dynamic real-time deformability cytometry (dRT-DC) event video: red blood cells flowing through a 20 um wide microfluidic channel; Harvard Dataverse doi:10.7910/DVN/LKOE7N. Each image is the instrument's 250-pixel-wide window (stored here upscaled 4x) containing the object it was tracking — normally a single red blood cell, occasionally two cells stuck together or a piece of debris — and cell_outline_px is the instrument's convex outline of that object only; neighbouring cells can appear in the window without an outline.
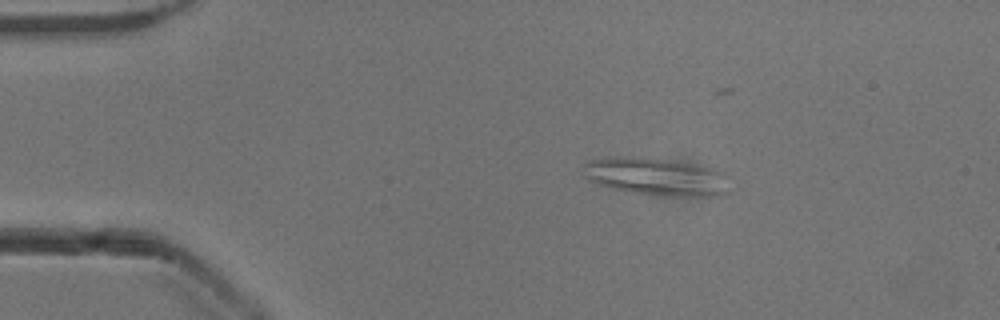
{"species": "common noctule bat (a hibernating species)", "species_latin": "Nyctalus noctula", "temperature_condition": "cold", "stored_images_in_passage": 45, "camera_frame_rate_fps": 3000, "um_per_image_px": 0.085, "animal": {"sex": "male", "body_mass_g": 13.3}, "frame": {"image": 1, "passage_image": 2, "time_ms": 0.333, "image_size_px": [1000, 320], "cell_outline_px": [[728, 192], [720, 196], [676, 196], [632, 192], [612, 188], [588, 180], [584, 176], [584, 164], [588, 160], [616, 156], [640, 156], [664, 160], [708, 168], [724, 172]], "centroid_in_image_um": [55.72, 15.01], "position_along_channel_um": 29.3, "area_um2": 31.56}}
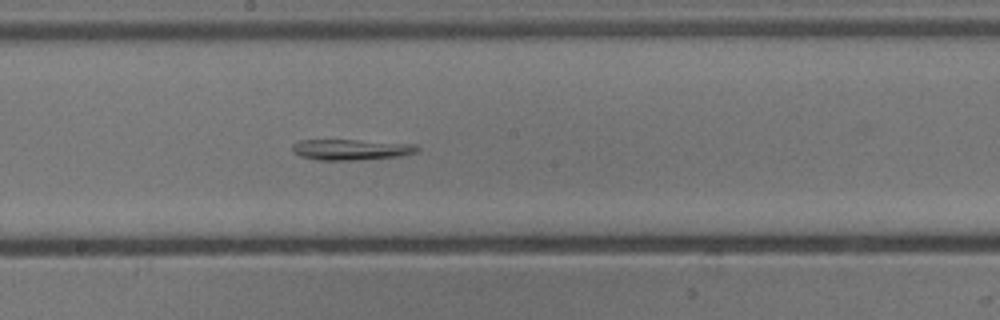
{"frame": {"image": 2, "passage_image": 21, "time_ms": 6.667, "image_size_px": [1000, 320], "cell_outline_px": [[420, 148], [416, 152], [400, 156], [352, 160], [320, 160], [300, 156], [292, 152], [292, 144], [300, 140], [356, 140], [416, 144]], "centroid_in_image_um": [29.82, 12.71], "position_along_channel_um": 218.4, "area_um2": 15.03}}
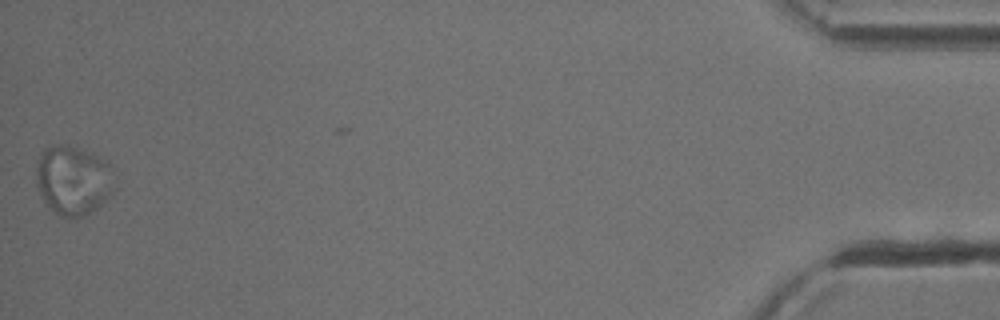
{"frame": {"image": 3, "passage_image": 45, "time_ms": 14.667, "image_size_px": [1000, 320], "cell_outline_px": [[112, 196], [96, 208], [84, 216], [60, 216], [48, 208], [44, 204], [40, 196], [36, 184], [36, 160], [40, 152], [48, 144], [68, 144], [80, 148], [108, 160], [112, 188]], "centroid_in_image_um": [6.14, 15.29], "position_along_channel_um": 429.1, "area_um2": 32.08}}